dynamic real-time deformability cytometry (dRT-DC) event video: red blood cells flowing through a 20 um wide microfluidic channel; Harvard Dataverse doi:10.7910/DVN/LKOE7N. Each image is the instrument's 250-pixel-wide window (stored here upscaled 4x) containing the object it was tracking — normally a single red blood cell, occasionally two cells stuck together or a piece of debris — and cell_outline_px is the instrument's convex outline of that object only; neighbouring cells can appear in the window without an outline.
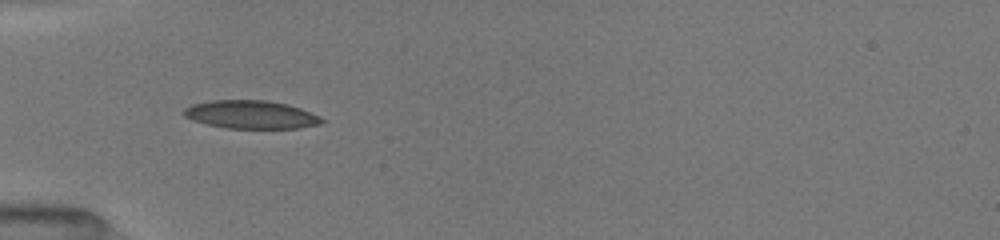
{"species": "common noctule bat (a hibernating species)", "species_latin": "Nyctalus noctula", "temperature_condition": "room temperature", "stored_images_in_passage": 24, "camera_frame_rate_fps": 3000, "um_per_image_px": 0.085, "animal": {"sex": "female", "body_mass_g": 19.5, "forearm_length_mm": 54.1}, "frame": {"image": 1, "passage_image": 3, "time_ms": 0.667, "image_size_px": [1000, 240], "cell_outline_px": [[324, 120], [320, 124], [300, 128], [228, 128], [208, 124], [192, 120], [184, 116], [180, 112], [184, 108], [192, 104], [208, 100], [264, 100], [288, 104], [300, 108], [320, 116]], "centroid_in_image_um": [21.3, 9.73], "position_along_channel_um": 63.7, "area_um2": 22.72}}
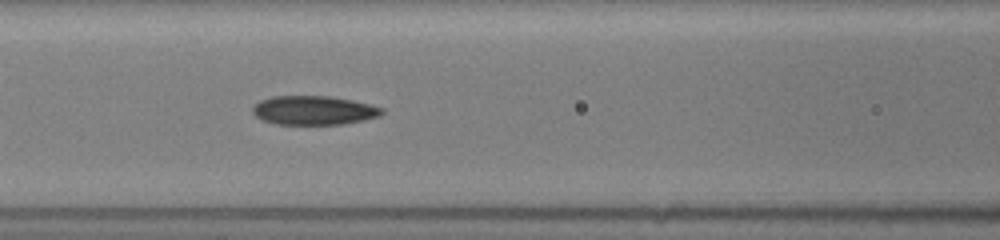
{"frame": {"image": 2, "passage_image": 9, "time_ms": 2.667, "image_size_px": [1000, 240], "cell_outline_px": [[384, 112], [380, 116], [364, 120], [344, 124], [276, 124], [264, 120], [256, 116], [252, 112], [252, 108], [260, 100], [272, 96], [328, 96], [352, 100], [384, 108]], "centroid_in_image_um": [26.68, 9.38], "position_along_channel_um": 139.9, "area_um2": 21.79}}
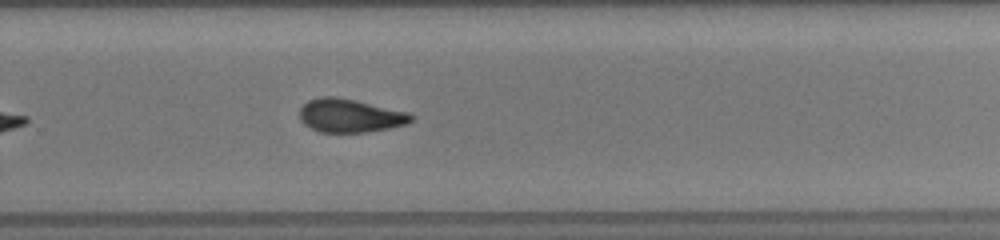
{"frame": {"image": 3, "passage_image": 21, "time_ms": 6.667, "image_size_px": [1000, 240], "cell_outline_px": [[416, 116], [408, 124], [392, 128], [368, 132], [320, 132], [304, 124], [300, 120], [300, 108], [308, 100], [320, 96], [336, 96], [356, 100], [408, 112]], "centroid_in_image_um": [29.78, 9.82], "position_along_channel_um": 300.0, "area_um2": 21.96}}